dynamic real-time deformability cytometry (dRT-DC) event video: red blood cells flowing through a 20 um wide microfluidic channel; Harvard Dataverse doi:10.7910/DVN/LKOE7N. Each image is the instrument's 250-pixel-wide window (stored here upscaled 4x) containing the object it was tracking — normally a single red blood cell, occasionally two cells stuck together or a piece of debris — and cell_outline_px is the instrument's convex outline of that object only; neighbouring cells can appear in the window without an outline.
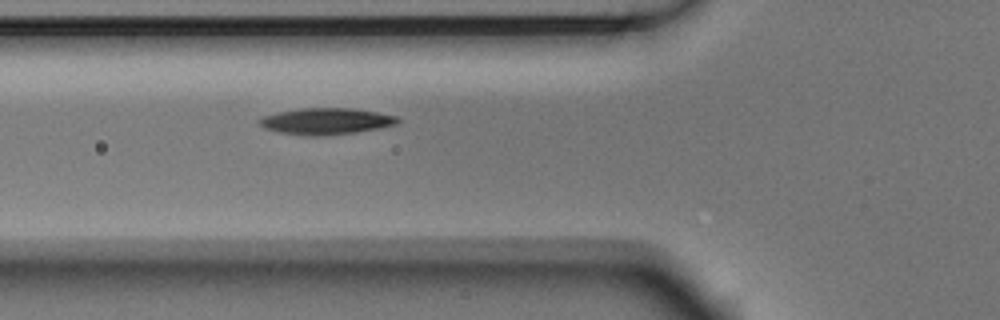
{"species": "Egyptian fruit bat (a non-hibernating species)", "species_latin": "Rousettus aegyptiacus", "temperature_condition": "room temperature", "stored_images_in_passage": 2, "camera_frame_rate_fps": 3000, "um_per_image_px": 0.085, "animal": {"sex": "male"}, "frame": {"image": 1, "passage_image": 2, "time_ms": 0.333, "image_size_px": [1000, 320], "cell_outline_px": [[400, 120], [396, 124], [380, 128], [356, 132], [320, 136], [304, 136], [280, 132], [264, 128], [256, 124], [256, 120], [264, 116], [276, 112], [300, 108], [352, 108], [376, 112], [396, 116]], "centroid_in_image_um": [27.65, 10.3], "position_along_channel_um": 98.1, "area_um2": 21.44}}